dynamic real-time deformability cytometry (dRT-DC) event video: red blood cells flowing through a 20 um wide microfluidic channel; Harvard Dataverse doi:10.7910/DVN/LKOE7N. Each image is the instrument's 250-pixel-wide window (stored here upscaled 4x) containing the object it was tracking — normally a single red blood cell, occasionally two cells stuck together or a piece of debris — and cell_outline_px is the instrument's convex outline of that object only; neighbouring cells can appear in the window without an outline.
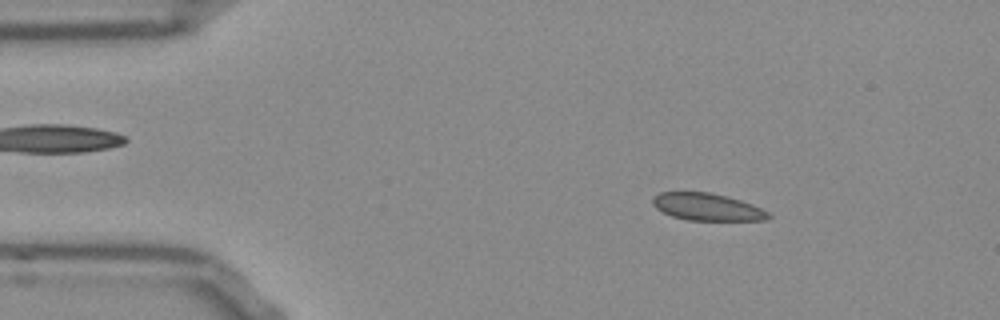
{"species": "Egyptian fruit bat (a non-hibernating species)", "species_latin": "Rousettus aegyptiacus", "temperature_condition": "room temperature", "stored_images_in_passage": 52, "camera_frame_rate_fps": 3000, "um_per_image_px": 0.085, "frame": {"image": 1, "passage_image": 7, "time_ms": 2.0, "image_size_px": [1000, 320], "cell_outline_px": [[772, 216], [764, 220], [688, 220], [672, 216], [656, 208], [652, 204], [652, 196], [660, 192], [712, 192], [740, 200], [752, 204], [768, 212]], "centroid_in_image_um": [60.08, 17.58], "position_along_channel_um": 24.9, "area_um2": 18.32}}
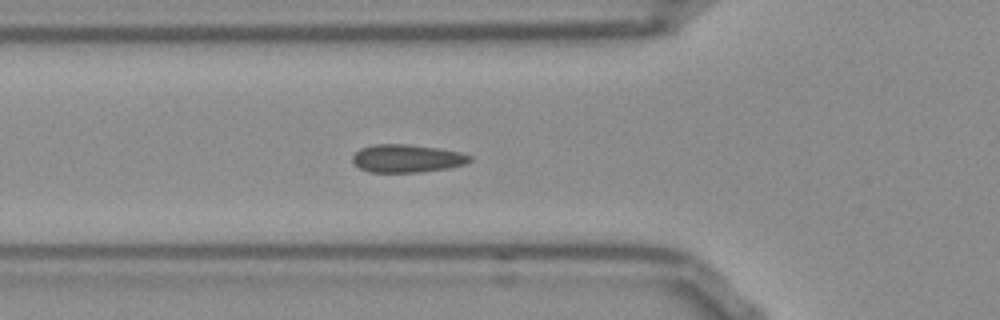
{"frame": {"image": 2, "passage_image": 17, "time_ms": 5.333, "image_size_px": [1000, 320], "cell_outline_px": [[472, 160], [464, 164], [448, 168], [420, 172], [368, 172], [352, 164], [352, 156], [360, 148], [376, 144], [404, 144], [436, 148], [460, 152], [472, 156]], "centroid_in_image_um": [34.55, 13.47], "position_along_channel_um": 91.2, "area_um2": 19.07}}
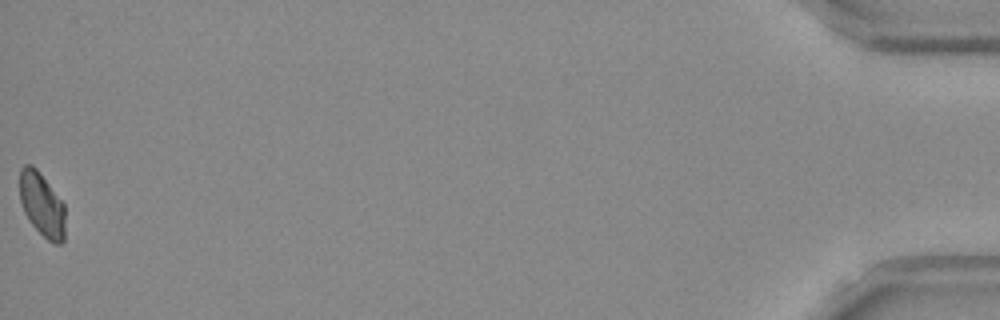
{"frame": {"image": 3, "passage_image": 52, "time_ms": 17.0, "image_size_px": [1000, 320], "cell_outline_px": [[64, 240], [60, 244], [56, 244], [48, 240], [32, 224], [24, 212], [20, 200], [20, 168], [24, 164], [32, 164], [36, 168], [64, 204]], "centroid_in_image_um": [3.55, 17.37], "position_along_channel_um": 431.7, "area_um2": 16.7}}